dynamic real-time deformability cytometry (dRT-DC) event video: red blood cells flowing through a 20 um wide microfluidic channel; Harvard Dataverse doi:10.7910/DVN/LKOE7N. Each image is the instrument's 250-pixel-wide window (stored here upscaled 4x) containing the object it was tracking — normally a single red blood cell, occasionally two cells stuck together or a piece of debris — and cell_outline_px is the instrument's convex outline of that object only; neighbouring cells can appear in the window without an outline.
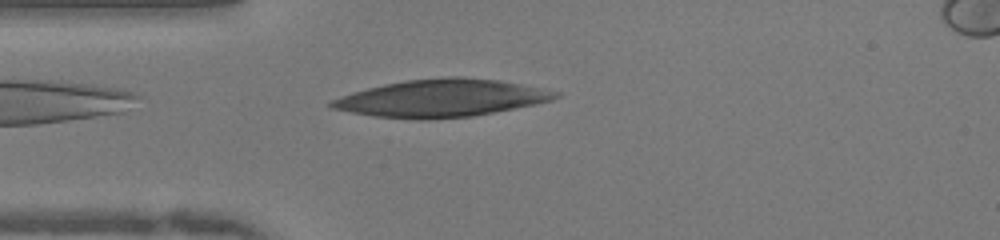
{"species": "human", "species_latin": "Homo sapiens", "temperature_condition": "warm", "stored_images_in_passage": 40, "camera_frame_rate_fps": 3000, "um_per_image_px": 0.085, "donor": {"sex": "female"}, "frame": {"image": 1, "passage_image": 2, "time_ms": 0.333, "image_size_px": [1000, 240], "cell_outline_px": [[560, 96], [552, 100], [536, 104], [472, 116], [428, 120], [416, 120], [372, 116], [328, 108], [324, 104], [328, 100], [352, 92], [384, 84], [408, 80], [448, 76], [460, 76], [500, 80], [560, 92]], "centroid_in_image_um": [37.44, 8.35], "position_along_channel_um": 47.6, "area_um2": 49.3}}
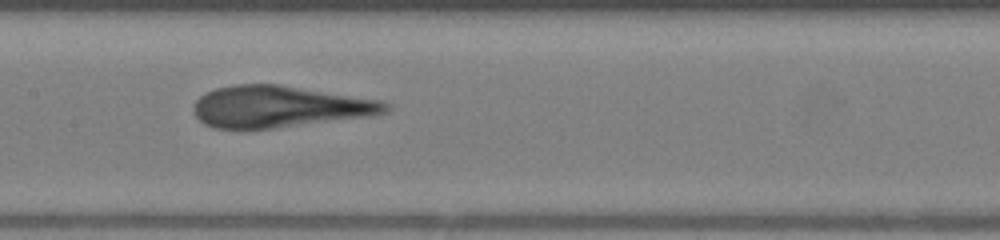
{"frame": {"image": 2, "passage_image": 13, "time_ms": 4.0, "image_size_px": [1000, 240], "cell_outline_px": [[392, 108], [388, 112], [372, 116], [272, 128], [212, 128], [204, 124], [196, 116], [192, 108], [192, 104], [200, 96], [216, 88], [232, 84], [280, 84], [384, 100], [392, 104]], "centroid_in_image_um": [23.81, 9.05], "position_along_channel_um": 183.6, "area_um2": 46.93}}
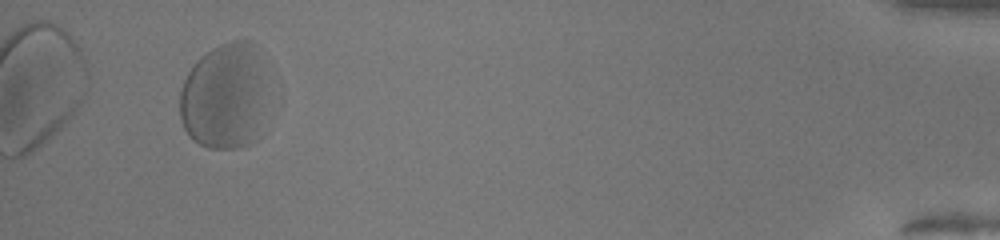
{"frame": {"image": 3, "passage_image": 37, "time_ms": 12.0, "image_size_px": [1000, 240], "cell_outline_px": [[268, 84], [256, 140], [248, 144], [236, 148], [208, 148], [192, 140], [188, 136], [180, 120], [180, 88], [188, 72], [196, 60], [212, 48], [220, 44], [232, 40], [248, 40], [256, 44]], "centroid_in_image_um": [19.08, 8.17], "position_along_channel_um": 416.1, "area_um2": 54.97}, "authors_computed_cell_mechanics": {"area_um2": 48.1763, "velocity_mm_per_s": 3.9258, "shape_relaxation_time_tau1_ms": 5.7785, "shape_relaxation_time_tau2_ms": null, "deformation_change_tau1": 0.2045, "deformation_change_tau2": null}}